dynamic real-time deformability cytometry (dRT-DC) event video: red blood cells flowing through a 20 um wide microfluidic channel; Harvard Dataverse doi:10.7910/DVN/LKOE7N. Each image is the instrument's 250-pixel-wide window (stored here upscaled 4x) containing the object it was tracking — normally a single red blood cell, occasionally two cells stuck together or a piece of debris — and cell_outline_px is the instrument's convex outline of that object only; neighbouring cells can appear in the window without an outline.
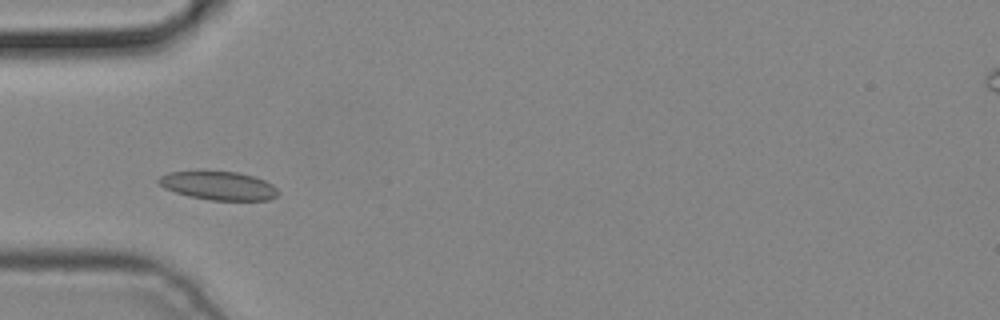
{"species": "common noctule bat (a hibernating species)", "species_latin": "Nyctalus noctula", "temperature_condition": "cold", "stored_images_in_passage": 4, "camera_frame_rate_fps": 3000, "um_per_image_px": 0.085, "animal": {"sex": "male", "body_mass_g": 19.2, "forearm_length_mm": 51.8}, "frame": {"image": 1, "passage_image": 3, "time_ms": 0.667, "image_size_px": [1000, 320], "cell_outline_px": [[280, 192], [276, 196], [268, 200], [208, 200], [188, 196], [164, 188], [156, 180], [160, 176], [168, 172], [236, 172], [252, 176], [264, 180], [272, 184]], "centroid_in_image_um": [18.58, 15.8], "position_along_channel_um": 66.4, "area_um2": 19.65}}